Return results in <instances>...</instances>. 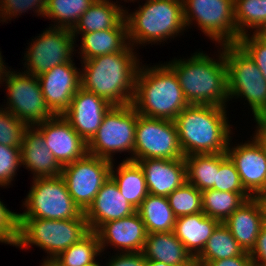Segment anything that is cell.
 <instances>
[{
	"label": "cell",
	"instance_id": "obj_3",
	"mask_svg": "<svg viewBox=\"0 0 266 266\" xmlns=\"http://www.w3.org/2000/svg\"><path fill=\"white\" fill-rule=\"evenodd\" d=\"M226 109L188 105L182 110L174 121L184 156L226 152L233 134Z\"/></svg>",
	"mask_w": 266,
	"mask_h": 266
},
{
	"label": "cell",
	"instance_id": "obj_1",
	"mask_svg": "<svg viewBox=\"0 0 266 266\" xmlns=\"http://www.w3.org/2000/svg\"><path fill=\"white\" fill-rule=\"evenodd\" d=\"M135 48L81 61V87L112 106L132 104L135 79L141 64Z\"/></svg>",
	"mask_w": 266,
	"mask_h": 266
},
{
	"label": "cell",
	"instance_id": "obj_36",
	"mask_svg": "<svg viewBox=\"0 0 266 266\" xmlns=\"http://www.w3.org/2000/svg\"><path fill=\"white\" fill-rule=\"evenodd\" d=\"M167 198L176 218L203 212L202 192L188 181L170 193Z\"/></svg>",
	"mask_w": 266,
	"mask_h": 266
},
{
	"label": "cell",
	"instance_id": "obj_48",
	"mask_svg": "<svg viewBox=\"0 0 266 266\" xmlns=\"http://www.w3.org/2000/svg\"><path fill=\"white\" fill-rule=\"evenodd\" d=\"M146 266H172V265L165 264L160 261L146 260Z\"/></svg>",
	"mask_w": 266,
	"mask_h": 266
},
{
	"label": "cell",
	"instance_id": "obj_26",
	"mask_svg": "<svg viewBox=\"0 0 266 266\" xmlns=\"http://www.w3.org/2000/svg\"><path fill=\"white\" fill-rule=\"evenodd\" d=\"M219 223L218 220L200 212L176 218L173 232L192 256L196 258L204 249L207 240Z\"/></svg>",
	"mask_w": 266,
	"mask_h": 266
},
{
	"label": "cell",
	"instance_id": "obj_43",
	"mask_svg": "<svg viewBox=\"0 0 266 266\" xmlns=\"http://www.w3.org/2000/svg\"><path fill=\"white\" fill-rule=\"evenodd\" d=\"M104 266H146V259L143 252H116Z\"/></svg>",
	"mask_w": 266,
	"mask_h": 266
},
{
	"label": "cell",
	"instance_id": "obj_22",
	"mask_svg": "<svg viewBox=\"0 0 266 266\" xmlns=\"http://www.w3.org/2000/svg\"><path fill=\"white\" fill-rule=\"evenodd\" d=\"M265 210L259 197L247 199L223 223L244 251L250 252L265 224Z\"/></svg>",
	"mask_w": 266,
	"mask_h": 266
},
{
	"label": "cell",
	"instance_id": "obj_20",
	"mask_svg": "<svg viewBox=\"0 0 266 266\" xmlns=\"http://www.w3.org/2000/svg\"><path fill=\"white\" fill-rule=\"evenodd\" d=\"M135 212L136 208L125 199L117 184L109 177L84 215L89 230L96 232L104 223L122 219Z\"/></svg>",
	"mask_w": 266,
	"mask_h": 266
},
{
	"label": "cell",
	"instance_id": "obj_8",
	"mask_svg": "<svg viewBox=\"0 0 266 266\" xmlns=\"http://www.w3.org/2000/svg\"><path fill=\"white\" fill-rule=\"evenodd\" d=\"M137 118L132 104L112 106L88 142V153L114 162V154L128 152L131 155L123 160L133 161Z\"/></svg>",
	"mask_w": 266,
	"mask_h": 266
},
{
	"label": "cell",
	"instance_id": "obj_19",
	"mask_svg": "<svg viewBox=\"0 0 266 266\" xmlns=\"http://www.w3.org/2000/svg\"><path fill=\"white\" fill-rule=\"evenodd\" d=\"M96 233L101 252L112 246L118 253L142 252L148 234L137 211L122 219L104 223Z\"/></svg>",
	"mask_w": 266,
	"mask_h": 266
},
{
	"label": "cell",
	"instance_id": "obj_15",
	"mask_svg": "<svg viewBox=\"0 0 266 266\" xmlns=\"http://www.w3.org/2000/svg\"><path fill=\"white\" fill-rule=\"evenodd\" d=\"M231 141L226 154L234 163L242 186L251 197H260L266 193V154L253 137L237 146H231Z\"/></svg>",
	"mask_w": 266,
	"mask_h": 266
},
{
	"label": "cell",
	"instance_id": "obj_29",
	"mask_svg": "<svg viewBox=\"0 0 266 266\" xmlns=\"http://www.w3.org/2000/svg\"><path fill=\"white\" fill-rule=\"evenodd\" d=\"M136 211L142 218L148 234L174 230L176 217L167 197L148 194Z\"/></svg>",
	"mask_w": 266,
	"mask_h": 266
},
{
	"label": "cell",
	"instance_id": "obj_42",
	"mask_svg": "<svg viewBox=\"0 0 266 266\" xmlns=\"http://www.w3.org/2000/svg\"><path fill=\"white\" fill-rule=\"evenodd\" d=\"M18 213L12 212L0 199V243L15 246L18 235Z\"/></svg>",
	"mask_w": 266,
	"mask_h": 266
},
{
	"label": "cell",
	"instance_id": "obj_33",
	"mask_svg": "<svg viewBox=\"0 0 266 266\" xmlns=\"http://www.w3.org/2000/svg\"><path fill=\"white\" fill-rule=\"evenodd\" d=\"M234 19L240 36L266 32V0H234Z\"/></svg>",
	"mask_w": 266,
	"mask_h": 266
},
{
	"label": "cell",
	"instance_id": "obj_45",
	"mask_svg": "<svg viewBox=\"0 0 266 266\" xmlns=\"http://www.w3.org/2000/svg\"><path fill=\"white\" fill-rule=\"evenodd\" d=\"M204 266H255V264L253 263L249 252L245 251L241 256L210 261Z\"/></svg>",
	"mask_w": 266,
	"mask_h": 266
},
{
	"label": "cell",
	"instance_id": "obj_13",
	"mask_svg": "<svg viewBox=\"0 0 266 266\" xmlns=\"http://www.w3.org/2000/svg\"><path fill=\"white\" fill-rule=\"evenodd\" d=\"M185 157L175 121L138 114L133 161L142 159H181Z\"/></svg>",
	"mask_w": 266,
	"mask_h": 266
},
{
	"label": "cell",
	"instance_id": "obj_34",
	"mask_svg": "<svg viewBox=\"0 0 266 266\" xmlns=\"http://www.w3.org/2000/svg\"><path fill=\"white\" fill-rule=\"evenodd\" d=\"M96 0H46L44 18L51 19V27L72 29L78 19ZM54 20V21H53Z\"/></svg>",
	"mask_w": 266,
	"mask_h": 266
},
{
	"label": "cell",
	"instance_id": "obj_28",
	"mask_svg": "<svg viewBox=\"0 0 266 266\" xmlns=\"http://www.w3.org/2000/svg\"><path fill=\"white\" fill-rule=\"evenodd\" d=\"M111 164L110 177L117 184L121 194L136 209L149 194L145 174L138 162L123 160L115 167Z\"/></svg>",
	"mask_w": 266,
	"mask_h": 266
},
{
	"label": "cell",
	"instance_id": "obj_7",
	"mask_svg": "<svg viewBox=\"0 0 266 266\" xmlns=\"http://www.w3.org/2000/svg\"><path fill=\"white\" fill-rule=\"evenodd\" d=\"M229 99L244 98L253 117L266 114V80L255 62L238 44H223Z\"/></svg>",
	"mask_w": 266,
	"mask_h": 266
},
{
	"label": "cell",
	"instance_id": "obj_11",
	"mask_svg": "<svg viewBox=\"0 0 266 266\" xmlns=\"http://www.w3.org/2000/svg\"><path fill=\"white\" fill-rule=\"evenodd\" d=\"M183 11L186 29L197 24L218 47L237 44L241 37L234 19V0H183Z\"/></svg>",
	"mask_w": 266,
	"mask_h": 266
},
{
	"label": "cell",
	"instance_id": "obj_39",
	"mask_svg": "<svg viewBox=\"0 0 266 266\" xmlns=\"http://www.w3.org/2000/svg\"><path fill=\"white\" fill-rule=\"evenodd\" d=\"M237 44L250 56L266 80V32L242 35Z\"/></svg>",
	"mask_w": 266,
	"mask_h": 266
},
{
	"label": "cell",
	"instance_id": "obj_9",
	"mask_svg": "<svg viewBox=\"0 0 266 266\" xmlns=\"http://www.w3.org/2000/svg\"><path fill=\"white\" fill-rule=\"evenodd\" d=\"M23 205L25 210L18 213V218L65 220L79 218L83 214L61 175L33 179Z\"/></svg>",
	"mask_w": 266,
	"mask_h": 266
},
{
	"label": "cell",
	"instance_id": "obj_51",
	"mask_svg": "<svg viewBox=\"0 0 266 266\" xmlns=\"http://www.w3.org/2000/svg\"><path fill=\"white\" fill-rule=\"evenodd\" d=\"M98 259L94 260L93 262L89 263V264H86L84 266H104V265H101L99 262H97Z\"/></svg>",
	"mask_w": 266,
	"mask_h": 266
},
{
	"label": "cell",
	"instance_id": "obj_52",
	"mask_svg": "<svg viewBox=\"0 0 266 266\" xmlns=\"http://www.w3.org/2000/svg\"><path fill=\"white\" fill-rule=\"evenodd\" d=\"M122 1V0H121ZM128 1H130V2H136L137 0H124V2H128Z\"/></svg>",
	"mask_w": 266,
	"mask_h": 266
},
{
	"label": "cell",
	"instance_id": "obj_4",
	"mask_svg": "<svg viewBox=\"0 0 266 266\" xmlns=\"http://www.w3.org/2000/svg\"><path fill=\"white\" fill-rule=\"evenodd\" d=\"M140 65L132 100L134 109L142 116L174 121L189 105L175 72L166 63Z\"/></svg>",
	"mask_w": 266,
	"mask_h": 266
},
{
	"label": "cell",
	"instance_id": "obj_32",
	"mask_svg": "<svg viewBox=\"0 0 266 266\" xmlns=\"http://www.w3.org/2000/svg\"><path fill=\"white\" fill-rule=\"evenodd\" d=\"M184 158L187 181L201 192L212 189L216 183V171H219V153L192 154Z\"/></svg>",
	"mask_w": 266,
	"mask_h": 266
},
{
	"label": "cell",
	"instance_id": "obj_50",
	"mask_svg": "<svg viewBox=\"0 0 266 266\" xmlns=\"http://www.w3.org/2000/svg\"><path fill=\"white\" fill-rule=\"evenodd\" d=\"M41 266H57L53 261H43Z\"/></svg>",
	"mask_w": 266,
	"mask_h": 266
},
{
	"label": "cell",
	"instance_id": "obj_24",
	"mask_svg": "<svg viewBox=\"0 0 266 266\" xmlns=\"http://www.w3.org/2000/svg\"><path fill=\"white\" fill-rule=\"evenodd\" d=\"M112 0H96L78 22L71 29L76 40L78 34H86L100 30L113 29L114 27H127L125 20V8ZM124 7V8H123Z\"/></svg>",
	"mask_w": 266,
	"mask_h": 266
},
{
	"label": "cell",
	"instance_id": "obj_35",
	"mask_svg": "<svg viewBox=\"0 0 266 266\" xmlns=\"http://www.w3.org/2000/svg\"><path fill=\"white\" fill-rule=\"evenodd\" d=\"M101 253L98 234L90 230L78 242L62 251L53 262L57 266H84L96 260Z\"/></svg>",
	"mask_w": 266,
	"mask_h": 266
},
{
	"label": "cell",
	"instance_id": "obj_31",
	"mask_svg": "<svg viewBox=\"0 0 266 266\" xmlns=\"http://www.w3.org/2000/svg\"><path fill=\"white\" fill-rule=\"evenodd\" d=\"M251 196L248 193H234L208 189L202 191V210L208 217L223 223Z\"/></svg>",
	"mask_w": 266,
	"mask_h": 266
},
{
	"label": "cell",
	"instance_id": "obj_47",
	"mask_svg": "<svg viewBox=\"0 0 266 266\" xmlns=\"http://www.w3.org/2000/svg\"><path fill=\"white\" fill-rule=\"evenodd\" d=\"M1 54H2V53H1V51H0V81H1V79L3 78V76H4L5 72H6V70L8 69V68H7L8 66L5 65V63H4L5 60H3V56H2Z\"/></svg>",
	"mask_w": 266,
	"mask_h": 266
},
{
	"label": "cell",
	"instance_id": "obj_23",
	"mask_svg": "<svg viewBox=\"0 0 266 266\" xmlns=\"http://www.w3.org/2000/svg\"><path fill=\"white\" fill-rule=\"evenodd\" d=\"M21 166L31 171L33 178L61 175L62 166L44 142V137L35 127H28L20 146Z\"/></svg>",
	"mask_w": 266,
	"mask_h": 266
},
{
	"label": "cell",
	"instance_id": "obj_46",
	"mask_svg": "<svg viewBox=\"0 0 266 266\" xmlns=\"http://www.w3.org/2000/svg\"><path fill=\"white\" fill-rule=\"evenodd\" d=\"M254 122L256 123V130L252 134L253 138L266 154V114L254 117Z\"/></svg>",
	"mask_w": 266,
	"mask_h": 266
},
{
	"label": "cell",
	"instance_id": "obj_14",
	"mask_svg": "<svg viewBox=\"0 0 266 266\" xmlns=\"http://www.w3.org/2000/svg\"><path fill=\"white\" fill-rule=\"evenodd\" d=\"M111 164L109 160L87 153L62 167L61 176L66 182L68 192L83 213L110 177Z\"/></svg>",
	"mask_w": 266,
	"mask_h": 266
},
{
	"label": "cell",
	"instance_id": "obj_10",
	"mask_svg": "<svg viewBox=\"0 0 266 266\" xmlns=\"http://www.w3.org/2000/svg\"><path fill=\"white\" fill-rule=\"evenodd\" d=\"M5 82V83H4ZM0 84H6L7 103L1 107L28 127L54 117L43 97L38 78L26 72L7 69Z\"/></svg>",
	"mask_w": 266,
	"mask_h": 266
},
{
	"label": "cell",
	"instance_id": "obj_16",
	"mask_svg": "<svg viewBox=\"0 0 266 266\" xmlns=\"http://www.w3.org/2000/svg\"><path fill=\"white\" fill-rule=\"evenodd\" d=\"M45 102L54 115H63L81 87V70L75 63L57 65L37 77Z\"/></svg>",
	"mask_w": 266,
	"mask_h": 266
},
{
	"label": "cell",
	"instance_id": "obj_25",
	"mask_svg": "<svg viewBox=\"0 0 266 266\" xmlns=\"http://www.w3.org/2000/svg\"><path fill=\"white\" fill-rule=\"evenodd\" d=\"M142 252L146 260L160 261L172 266H194L196 264L195 258L173 231L147 234Z\"/></svg>",
	"mask_w": 266,
	"mask_h": 266
},
{
	"label": "cell",
	"instance_id": "obj_40",
	"mask_svg": "<svg viewBox=\"0 0 266 266\" xmlns=\"http://www.w3.org/2000/svg\"><path fill=\"white\" fill-rule=\"evenodd\" d=\"M45 6L46 0H0V23L10 21L12 18L16 19L29 10L43 17Z\"/></svg>",
	"mask_w": 266,
	"mask_h": 266
},
{
	"label": "cell",
	"instance_id": "obj_37",
	"mask_svg": "<svg viewBox=\"0 0 266 266\" xmlns=\"http://www.w3.org/2000/svg\"><path fill=\"white\" fill-rule=\"evenodd\" d=\"M212 189L223 192L247 193L242 186L234 163L226 152L219 153V171H216V183Z\"/></svg>",
	"mask_w": 266,
	"mask_h": 266
},
{
	"label": "cell",
	"instance_id": "obj_30",
	"mask_svg": "<svg viewBox=\"0 0 266 266\" xmlns=\"http://www.w3.org/2000/svg\"><path fill=\"white\" fill-rule=\"evenodd\" d=\"M244 252L228 227L219 223L195 261L197 265L204 266L207 262L241 256Z\"/></svg>",
	"mask_w": 266,
	"mask_h": 266
},
{
	"label": "cell",
	"instance_id": "obj_17",
	"mask_svg": "<svg viewBox=\"0 0 266 266\" xmlns=\"http://www.w3.org/2000/svg\"><path fill=\"white\" fill-rule=\"evenodd\" d=\"M34 127L42 134L48 149L62 167L88 153V143L62 115H55Z\"/></svg>",
	"mask_w": 266,
	"mask_h": 266
},
{
	"label": "cell",
	"instance_id": "obj_5",
	"mask_svg": "<svg viewBox=\"0 0 266 266\" xmlns=\"http://www.w3.org/2000/svg\"><path fill=\"white\" fill-rule=\"evenodd\" d=\"M142 4L134 12L125 9L128 41L134 48L165 43L186 31L183 0H146Z\"/></svg>",
	"mask_w": 266,
	"mask_h": 266
},
{
	"label": "cell",
	"instance_id": "obj_18",
	"mask_svg": "<svg viewBox=\"0 0 266 266\" xmlns=\"http://www.w3.org/2000/svg\"><path fill=\"white\" fill-rule=\"evenodd\" d=\"M111 107L112 105L102 97L80 87L73 96L70 107L62 116L88 143L97 133Z\"/></svg>",
	"mask_w": 266,
	"mask_h": 266
},
{
	"label": "cell",
	"instance_id": "obj_12",
	"mask_svg": "<svg viewBox=\"0 0 266 266\" xmlns=\"http://www.w3.org/2000/svg\"><path fill=\"white\" fill-rule=\"evenodd\" d=\"M24 53V72L38 77L53 67L74 61L79 47L70 29L49 27L32 39ZM77 52H75V51ZM74 52V53H73Z\"/></svg>",
	"mask_w": 266,
	"mask_h": 266
},
{
	"label": "cell",
	"instance_id": "obj_27",
	"mask_svg": "<svg viewBox=\"0 0 266 266\" xmlns=\"http://www.w3.org/2000/svg\"><path fill=\"white\" fill-rule=\"evenodd\" d=\"M79 35L81 44L78 54L80 53L82 60L121 52L129 45L127 27H114Z\"/></svg>",
	"mask_w": 266,
	"mask_h": 266
},
{
	"label": "cell",
	"instance_id": "obj_41",
	"mask_svg": "<svg viewBox=\"0 0 266 266\" xmlns=\"http://www.w3.org/2000/svg\"><path fill=\"white\" fill-rule=\"evenodd\" d=\"M20 156V147L0 144V187L7 188L15 179V175L21 167Z\"/></svg>",
	"mask_w": 266,
	"mask_h": 266
},
{
	"label": "cell",
	"instance_id": "obj_21",
	"mask_svg": "<svg viewBox=\"0 0 266 266\" xmlns=\"http://www.w3.org/2000/svg\"><path fill=\"white\" fill-rule=\"evenodd\" d=\"M144 171L148 192L154 196L167 197L187 181L185 158L142 159L138 161Z\"/></svg>",
	"mask_w": 266,
	"mask_h": 266
},
{
	"label": "cell",
	"instance_id": "obj_6",
	"mask_svg": "<svg viewBox=\"0 0 266 266\" xmlns=\"http://www.w3.org/2000/svg\"><path fill=\"white\" fill-rule=\"evenodd\" d=\"M18 235L15 247H39L47 252L43 261H53L62 251L83 238L90 230L84 213L79 218L48 220L18 218Z\"/></svg>",
	"mask_w": 266,
	"mask_h": 266
},
{
	"label": "cell",
	"instance_id": "obj_44",
	"mask_svg": "<svg viewBox=\"0 0 266 266\" xmlns=\"http://www.w3.org/2000/svg\"><path fill=\"white\" fill-rule=\"evenodd\" d=\"M255 266H266V222L256 239L255 246L249 252Z\"/></svg>",
	"mask_w": 266,
	"mask_h": 266
},
{
	"label": "cell",
	"instance_id": "obj_38",
	"mask_svg": "<svg viewBox=\"0 0 266 266\" xmlns=\"http://www.w3.org/2000/svg\"><path fill=\"white\" fill-rule=\"evenodd\" d=\"M28 126L0 106V144L20 147Z\"/></svg>",
	"mask_w": 266,
	"mask_h": 266
},
{
	"label": "cell",
	"instance_id": "obj_49",
	"mask_svg": "<svg viewBox=\"0 0 266 266\" xmlns=\"http://www.w3.org/2000/svg\"><path fill=\"white\" fill-rule=\"evenodd\" d=\"M259 198L261 199L262 204H263V206H264V210H265V219H266V193L263 194V195H261Z\"/></svg>",
	"mask_w": 266,
	"mask_h": 266
},
{
	"label": "cell",
	"instance_id": "obj_2",
	"mask_svg": "<svg viewBox=\"0 0 266 266\" xmlns=\"http://www.w3.org/2000/svg\"><path fill=\"white\" fill-rule=\"evenodd\" d=\"M218 56L198 51L190 58H174L166 64L175 72L189 105L226 107L228 95L227 66L222 45ZM222 50V51H221Z\"/></svg>",
	"mask_w": 266,
	"mask_h": 266
}]
</instances>
